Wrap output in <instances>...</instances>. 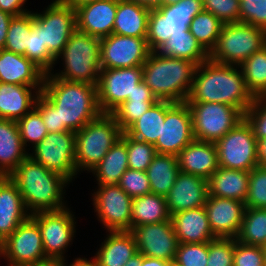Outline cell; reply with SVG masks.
<instances>
[{"mask_svg":"<svg viewBox=\"0 0 266 266\" xmlns=\"http://www.w3.org/2000/svg\"><path fill=\"white\" fill-rule=\"evenodd\" d=\"M254 99L239 66L220 64L208 59L196 67L185 102L227 104L245 114Z\"/></svg>","mask_w":266,"mask_h":266,"instance_id":"6da1fadb","label":"cell"},{"mask_svg":"<svg viewBox=\"0 0 266 266\" xmlns=\"http://www.w3.org/2000/svg\"><path fill=\"white\" fill-rule=\"evenodd\" d=\"M96 85L45 75L41 93L58 109L59 132H77L102 114Z\"/></svg>","mask_w":266,"mask_h":266,"instance_id":"7a4b0ae2","label":"cell"},{"mask_svg":"<svg viewBox=\"0 0 266 266\" xmlns=\"http://www.w3.org/2000/svg\"><path fill=\"white\" fill-rule=\"evenodd\" d=\"M18 187L30 214L57 211L67 207L66 195L70 182L27 156L8 176Z\"/></svg>","mask_w":266,"mask_h":266,"instance_id":"3957f363","label":"cell"},{"mask_svg":"<svg viewBox=\"0 0 266 266\" xmlns=\"http://www.w3.org/2000/svg\"><path fill=\"white\" fill-rule=\"evenodd\" d=\"M196 67L192 61L151 51L142 65L143 81L158 100L183 103L190 93Z\"/></svg>","mask_w":266,"mask_h":266,"instance_id":"277c9868","label":"cell"},{"mask_svg":"<svg viewBox=\"0 0 266 266\" xmlns=\"http://www.w3.org/2000/svg\"><path fill=\"white\" fill-rule=\"evenodd\" d=\"M100 70V38L76 29L47 74L71 82L97 84Z\"/></svg>","mask_w":266,"mask_h":266,"instance_id":"5b68a950","label":"cell"},{"mask_svg":"<svg viewBox=\"0 0 266 266\" xmlns=\"http://www.w3.org/2000/svg\"><path fill=\"white\" fill-rule=\"evenodd\" d=\"M76 133L75 165L78 175L93 170L123 131L111 114H101Z\"/></svg>","mask_w":266,"mask_h":266,"instance_id":"8992f818","label":"cell"},{"mask_svg":"<svg viewBox=\"0 0 266 266\" xmlns=\"http://www.w3.org/2000/svg\"><path fill=\"white\" fill-rule=\"evenodd\" d=\"M264 46L265 29L242 22L223 24L209 59L220 64L239 66Z\"/></svg>","mask_w":266,"mask_h":266,"instance_id":"52a82bcc","label":"cell"},{"mask_svg":"<svg viewBox=\"0 0 266 266\" xmlns=\"http://www.w3.org/2000/svg\"><path fill=\"white\" fill-rule=\"evenodd\" d=\"M73 206L57 211H42L31 214L38 223L43 248L50 261L68 259L66 254L76 239L79 225Z\"/></svg>","mask_w":266,"mask_h":266,"instance_id":"ba28073f","label":"cell"},{"mask_svg":"<svg viewBox=\"0 0 266 266\" xmlns=\"http://www.w3.org/2000/svg\"><path fill=\"white\" fill-rule=\"evenodd\" d=\"M203 9L202 0H180L179 2L150 10L147 43L151 51H156L171 34L189 31L191 20Z\"/></svg>","mask_w":266,"mask_h":266,"instance_id":"9c48e42d","label":"cell"},{"mask_svg":"<svg viewBox=\"0 0 266 266\" xmlns=\"http://www.w3.org/2000/svg\"><path fill=\"white\" fill-rule=\"evenodd\" d=\"M190 108L195 140L216 143L244 119L235 107L221 103L186 102Z\"/></svg>","mask_w":266,"mask_h":266,"instance_id":"30bf717a","label":"cell"},{"mask_svg":"<svg viewBox=\"0 0 266 266\" xmlns=\"http://www.w3.org/2000/svg\"><path fill=\"white\" fill-rule=\"evenodd\" d=\"M76 133L74 131L48 133L28 151V156L50 171L66 178L71 185L79 175L75 165Z\"/></svg>","mask_w":266,"mask_h":266,"instance_id":"8fae6325","label":"cell"},{"mask_svg":"<svg viewBox=\"0 0 266 266\" xmlns=\"http://www.w3.org/2000/svg\"><path fill=\"white\" fill-rule=\"evenodd\" d=\"M215 144L219 167L250 172L259 165L257 139L245 118Z\"/></svg>","mask_w":266,"mask_h":266,"instance_id":"7c38bea8","label":"cell"},{"mask_svg":"<svg viewBox=\"0 0 266 266\" xmlns=\"http://www.w3.org/2000/svg\"><path fill=\"white\" fill-rule=\"evenodd\" d=\"M1 259L6 266H38L50 262L38 223L31 216L5 239L0 262Z\"/></svg>","mask_w":266,"mask_h":266,"instance_id":"4fadbf2b","label":"cell"},{"mask_svg":"<svg viewBox=\"0 0 266 266\" xmlns=\"http://www.w3.org/2000/svg\"><path fill=\"white\" fill-rule=\"evenodd\" d=\"M95 187L90 201L103 231H131L133 199L118 185Z\"/></svg>","mask_w":266,"mask_h":266,"instance_id":"5bb4252c","label":"cell"},{"mask_svg":"<svg viewBox=\"0 0 266 266\" xmlns=\"http://www.w3.org/2000/svg\"><path fill=\"white\" fill-rule=\"evenodd\" d=\"M33 14L41 24L42 44L56 58L76 30L75 9L61 0H51L42 12L36 9Z\"/></svg>","mask_w":266,"mask_h":266,"instance_id":"9a60e30c","label":"cell"},{"mask_svg":"<svg viewBox=\"0 0 266 266\" xmlns=\"http://www.w3.org/2000/svg\"><path fill=\"white\" fill-rule=\"evenodd\" d=\"M143 81L142 66L101 69L97 82V100L102 114H111L127 100L135 86Z\"/></svg>","mask_w":266,"mask_h":266,"instance_id":"2e32d148","label":"cell"},{"mask_svg":"<svg viewBox=\"0 0 266 266\" xmlns=\"http://www.w3.org/2000/svg\"><path fill=\"white\" fill-rule=\"evenodd\" d=\"M193 140L192 115L187 103L165 100V121L154 145L157 154L177 156Z\"/></svg>","mask_w":266,"mask_h":266,"instance_id":"e0dca14e","label":"cell"},{"mask_svg":"<svg viewBox=\"0 0 266 266\" xmlns=\"http://www.w3.org/2000/svg\"><path fill=\"white\" fill-rule=\"evenodd\" d=\"M150 53L146 38L113 33L100 39L101 69L142 66Z\"/></svg>","mask_w":266,"mask_h":266,"instance_id":"ac0fdd59","label":"cell"},{"mask_svg":"<svg viewBox=\"0 0 266 266\" xmlns=\"http://www.w3.org/2000/svg\"><path fill=\"white\" fill-rule=\"evenodd\" d=\"M133 233L138 253L143 256L174 262L179 245L171 222L146 224L134 227Z\"/></svg>","mask_w":266,"mask_h":266,"instance_id":"d6986e66","label":"cell"},{"mask_svg":"<svg viewBox=\"0 0 266 266\" xmlns=\"http://www.w3.org/2000/svg\"><path fill=\"white\" fill-rule=\"evenodd\" d=\"M205 209L212 233L220 238H236L241 228L245 203L236 199L207 196Z\"/></svg>","mask_w":266,"mask_h":266,"instance_id":"ffe728a7","label":"cell"},{"mask_svg":"<svg viewBox=\"0 0 266 266\" xmlns=\"http://www.w3.org/2000/svg\"><path fill=\"white\" fill-rule=\"evenodd\" d=\"M117 3L96 0L76 7V29L100 39L113 34Z\"/></svg>","mask_w":266,"mask_h":266,"instance_id":"44dd1931","label":"cell"},{"mask_svg":"<svg viewBox=\"0 0 266 266\" xmlns=\"http://www.w3.org/2000/svg\"><path fill=\"white\" fill-rule=\"evenodd\" d=\"M208 196V181L202 177L179 172L176 181L166 196L168 213L205 206Z\"/></svg>","mask_w":266,"mask_h":266,"instance_id":"7402d4cb","label":"cell"},{"mask_svg":"<svg viewBox=\"0 0 266 266\" xmlns=\"http://www.w3.org/2000/svg\"><path fill=\"white\" fill-rule=\"evenodd\" d=\"M46 73L22 54L0 50V82L36 87L42 91Z\"/></svg>","mask_w":266,"mask_h":266,"instance_id":"603a6c76","label":"cell"},{"mask_svg":"<svg viewBox=\"0 0 266 266\" xmlns=\"http://www.w3.org/2000/svg\"><path fill=\"white\" fill-rule=\"evenodd\" d=\"M181 172L207 181L218 170V150L213 142L193 140L177 155Z\"/></svg>","mask_w":266,"mask_h":266,"instance_id":"cb8c5ba5","label":"cell"},{"mask_svg":"<svg viewBox=\"0 0 266 266\" xmlns=\"http://www.w3.org/2000/svg\"><path fill=\"white\" fill-rule=\"evenodd\" d=\"M105 233L91 256L96 266H124L138 253L136 240L131 231H105Z\"/></svg>","mask_w":266,"mask_h":266,"instance_id":"d4e9b609","label":"cell"},{"mask_svg":"<svg viewBox=\"0 0 266 266\" xmlns=\"http://www.w3.org/2000/svg\"><path fill=\"white\" fill-rule=\"evenodd\" d=\"M30 216L18 187L8 176H0V235L6 239Z\"/></svg>","mask_w":266,"mask_h":266,"instance_id":"484cf974","label":"cell"},{"mask_svg":"<svg viewBox=\"0 0 266 266\" xmlns=\"http://www.w3.org/2000/svg\"><path fill=\"white\" fill-rule=\"evenodd\" d=\"M170 219L179 243H206L217 238L212 233L204 206L180 211Z\"/></svg>","mask_w":266,"mask_h":266,"instance_id":"4316f807","label":"cell"},{"mask_svg":"<svg viewBox=\"0 0 266 266\" xmlns=\"http://www.w3.org/2000/svg\"><path fill=\"white\" fill-rule=\"evenodd\" d=\"M40 94L36 87L0 82V119L23 118L35 107Z\"/></svg>","mask_w":266,"mask_h":266,"instance_id":"83f0119b","label":"cell"},{"mask_svg":"<svg viewBox=\"0 0 266 266\" xmlns=\"http://www.w3.org/2000/svg\"><path fill=\"white\" fill-rule=\"evenodd\" d=\"M27 156L17 121L0 119V176H9Z\"/></svg>","mask_w":266,"mask_h":266,"instance_id":"f1b7e54d","label":"cell"},{"mask_svg":"<svg viewBox=\"0 0 266 266\" xmlns=\"http://www.w3.org/2000/svg\"><path fill=\"white\" fill-rule=\"evenodd\" d=\"M249 172L219 167L208 180V195L246 201Z\"/></svg>","mask_w":266,"mask_h":266,"instance_id":"f546056e","label":"cell"},{"mask_svg":"<svg viewBox=\"0 0 266 266\" xmlns=\"http://www.w3.org/2000/svg\"><path fill=\"white\" fill-rule=\"evenodd\" d=\"M150 10L129 0H118L113 33L146 38Z\"/></svg>","mask_w":266,"mask_h":266,"instance_id":"4dcf8cb0","label":"cell"},{"mask_svg":"<svg viewBox=\"0 0 266 266\" xmlns=\"http://www.w3.org/2000/svg\"><path fill=\"white\" fill-rule=\"evenodd\" d=\"M127 169V147L120 139L89 174L94 177L93 182H96L94 186H116Z\"/></svg>","mask_w":266,"mask_h":266,"instance_id":"1f68e13d","label":"cell"},{"mask_svg":"<svg viewBox=\"0 0 266 266\" xmlns=\"http://www.w3.org/2000/svg\"><path fill=\"white\" fill-rule=\"evenodd\" d=\"M166 197L149 193L132 200L131 230L146 224H156L169 221Z\"/></svg>","mask_w":266,"mask_h":266,"instance_id":"d6a6232c","label":"cell"},{"mask_svg":"<svg viewBox=\"0 0 266 266\" xmlns=\"http://www.w3.org/2000/svg\"><path fill=\"white\" fill-rule=\"evenodd\" d=\"M155 52L160 56L186 59L194 62L197 66L209 59V54L189 31L171 34L170 38Z\"/></svg>","mask_w":266,"mask_h":266,"instance_id":"836d02e7","label":"cell"},{"mask_svg":"<svg viewBox=\"0 0 266 266\" xmlns=\"http://www.w3.org/2000/svg\"><path fill=\"white\" fill-rule=\"evenodd\" d=\"M145 172L151 193L166 197L180 172L178 158L175 155L157 154Z\"/></svg>","mask_w":266,"mask_h":266,"instance_id":"e575fe53","label":"cell"},{"mask_svg":"<svg viewBox=\"0 0 266 266\" xmlns=\"http://www.w3.org/2000/svg\"><path fill=\"white\" fill-rule=\"evenodd\" d=\"M165 121V100H158L125 132L140 141L155 145Z\"/></svg>","mask_w":266,"mask_h":266,"instance_id":"d590c367","label":"cell"},{"mask_svg":"<svg viewBox=\"0 0 266 266\" xmlns=\"http://www.w3.org/2000/svg\"><path fill=\"white\" fill-rule=\"evenodd\" d=\"M239 67L253 97H266V46L253 53Z\"/></svg>","mask_w":266,"mask_h":266,"instance_id":"8d00e7d4","label":"cell"},{"mask_svg":"<svg viewBox=\"0 0 266 266\" xmlns=\"http://www.w3.org/2000/svg\"><path fill=\"white\" fill-rule=\"evenodd\" d=\"M237 241L253 246H266V209L245 208Z\"/></svg>","mask_w":266,"mask_h":266,"instance_id":"74e56055","label":"cell"},{"mask_svg":"<svg viewBox=\"0 0 266 266\" xmlns=\"http://www.w3.org/2000/svg\"><path fill=\"white\" fill-rule=\"evenodd\" d=\"M223 23L212 13L202 11L189 24V32L196 38L201 47L208 53L216 46Z\"/></svg>","mask_w":266,"mask_h":266,"instance_id":"f35d334b","label":"cell"},{"mask_svg":"<svg viewBox=\"0 0 266 266\" xmlns=\"http://www.w3.org/2000/svg\"><path fill=\"white\" fill-rule=\"evenodd\" d=\"M32 25L33 10L19 16H13L8 27L4 49L23 55L28 46Z\"/></svg>","mask_w":266,"mask_h":266,"instance_id":"ab89813d","label":"cell"},{"mask_svg":"<svg viewBox=\"0 0 266 266\" xmlns=\"http://www.w3.org/2000/svg\"><path fill=\"white\" fill-rule=\"evenodd\" d=\"M23 55L34 62L46 74L50 73L54 68L56 58L48 51L47 47L42 44L41 24L34 18V14L31 34L28 37V46Z\"/></svg>","mask_w":266,"mask_h":266,"instance_id":"60d3db41","label":"cell"},{"mask_svg":"<svg viewBox=\"0 0 266 266\" xmlns=\"http://www.w3.org/2000/svg\"><path fill=\"white\" fill-rule=\"evenodd\" d=\"M127 147L128 168L137 171H146L157 155L154 145L137 140L129 136L126 132L120 138Z\"/></svg>","mask_w":266,"mask_h":266,"instance_id":"b9f144b4","label":"cell"},{"mask_svg":"<svg viewBox=\"0 0 266 266\" xmlns=\"http://www.w3.org/2000/svg\"><path fill=\"white\" fill-rule=\"evenodd\" d=\"M24 147L29 151L40 143L48 134L40 112L34 107L17 121Z\"/></svg>","mask_w":266,"mask_h":266,"instance_id":"7bdbcfd3","label":"cell"},{"mask_svg":"<svg viewBox=\"0 0 266 266\" xmlns=\"http://www.w3.org/2000/svg\"><path fill=\"white\" fill-rule=\"evenodd\" d=\"M245 208L266 209V166L257 165L249 172Z\"/></svg>","mask_w":266,"mask_h":266,"instance_id":"ee69618b","label":"cell"},{"mask_svg":"<svg viewBox=\"0 0 266 266\" xmlns=\"http://www.w3.org/2000/svg\"><path fill=\"white\" fill-rule=\"evenodd\" d=\"M157 101L126 100L117 107L111 115L125 132L137 119L141 117Z\"/></svg>","mask_w":266,"mask_h":266,"instance_id":"f6af8a7d","label":"cell"},{"mask_svg":"<svg viewBox=\"0 0 266 266\" xmlns=\"http://www.w3.org/2000/svg\"><path fill=\"white\" fill-rule=\"evenodd\" d=\"M174 262L179 266H206L208 262V242L179 243Z\"/></svg>","mask_w":266,"mask_h":266,"instance_id":"bcb514c9","label":"cell"},{"mask_svg":"<svg viewBox=\"0 0 266 266\" xmlns=\"http://www.w3.org/2000/svg\"><path fill=\"white\" fill-rule=\"evenodd\" d=\"M234 238L217 237L208 242L206 266H233Z\"/></svg>","mask_w":266,"mask_h":266,"instance_id":"7dc6e473","label":"cell"},{"mask_svg":"<svg viewBox=\"0 0 266 266\" xmlns=\"http://www.w3.org/2000/svg\"><path fill=\"white\" fill-rule=\"evenodd\" d=\"M118 186L132 199L151 193L150 181L145 171L128 168L121 176Z\"/></svg>","mask_w":266,"mask_h":266,"instance_id":"c3c4849f","label":"cell"},{"mask_svg":"<svg viewBox=\"0 0 266 266\" xmlns=\"http://www.w3.org/2000/svg\"><path fill=\"white\" fill-rule=\"evenodd\" d=\"M233 266H266L263 247L244 244L234 238Z\"/></svg>","mask_w":266,"mask_h":266,"instance_id":"681fc988","label":"cell"},{"mask_svg":"<svg viewBox=\"0 0 266 266\" xmlns=\"http://www.w3.org/2000/svg\"><path fill=\"white\" fill-rule=\"evenodd\" d=\"M239 22L266 30V0H239Z\"/></svg>","mask_w":266,"mask_h":266,"instance_id":"f907efd6","label":"cell"},{"mask_svg":"<svg viewBox=\"0 0 266 266\" xmlns=\"http://www.w3.org/2000/svg\"><path fill=\"white\" fill-rule=\"evenodd\" d=\"M204 11L212 13L223 24L239 22V0H202Z\"/></svg>","mask_w":266,"mask_h":266,"instance_id":"816d5d0a","label":"cell"},{"mask_svg":"<svg viewBox=\"0 0 266 266\" xmlns=\"http://www.w3.org/2000/svg\"><path fill=\"white\" fill-rule=\"evenodd\" d=\"M244 118L251 125L257 141L266 138V97H256Z\"/></svg>","mask_w":266,"mask_h":266,"instance_id":"f5cc1de1","label":"cell"},{"mask_svg":"<svg viewBox=\"0 0 266 266\" xmlns=\"http://www.w3.org/2000/svg\"><path fill=\"white\" fill-rule=\"evenodd\" d=\"M35 108L40 112L48 133L59 132L58 109L42 93L36 99Z\"/></svg>","mask_w":266,"mask_h":266,"instance_id":"db71d44e","label":"cell"},{"mask_svg":"<svg viewBox=\"0 0 266 266\" xmlns=\"http://www.w3.org/2000/svg\"><path fill=\"white\" fill-rule=\"evenodd\" d=\"M26 4L27 0H0V10L12 16H19L32 11V8L28 9Z\"/></svg>","mask_w":266,"mask_h":266,"instance_id":"11a10c76","label":"cell"},{"mask_svg":"<svg viewBox=\"0 0 266 266\" xmlns=\"http://www.w3.org/2000/svg\"><path fill=\"white\" fill-rule=\"evenodd\" d=\"M127 100L133 101H158L156 96L152 93L150 88L141 81L135 86V90L132 92L131 96L127 97Z\"/></svg>","mask_w":266,"mask_h":266,"instance_id":"9f6ffc18","label":"cell"},{"mask_svg":"<svg viewBox=\"0 0 266 266\" xmlns=\"http://www.w3.org/2000/svg\"><path fill=\"white\" fill-rule=\"evenodd\" d=\"M12 18V15L0 10V50L5 47L8 27Z\"/></svg>","mask_w":266,"mask_h":266,"instance_id":"6f0895ef","label":"cell"},{"mask_svg":"<svg viewBox=\"0 0 266 266\" xmlns=\"http://www.w3.org/2000/svg\"><path fill=\"white\" fill-rule=\"evenodd\" d=\"M72 262H67V259L62 260V266H96L92 257H84L79 255L76 258L72 259Z\"/></svg>","mask_w":266,"mask_h":266,"instance_id":"680465c9","label":"cell"},{"mask_svg":"<svg viewBox=\"0 0 266 266\" xmlns=\"http://www.w3.org/2000/svg\"><path fill=\"white\" fill-rule=\"evenodd\" d=\"M130 2L141 5L149 10L159 9L162 6V0H129Z\"/></svg>","mask_w":266,"mask_h":266,"instance_id":"91938a15","label":"cell"},{"mask_svg":"<svg viewBox=\"0 0 266 266\" xmlns=\"http://www.w3.org/2000/svg\"><path fill=\"white\" fill-rule=\"evenodd\" d=\"M258 164L266 166V138L257 141Z\"/></svg>","mask_w":266,"mask_h":266,"instance_id":"94428289","label":"cell"},{"mask_svg":"<svg viewBox=\"0 0 266 266\" xmlns=\"http://www.w3.org/2000/svg\"><path fill=\"white\" fill-rule=\"evenodd\" d=\"M170 263L162 259L143 256L141 266H170Z\"/></svg>","mask_w":266,"mask_h":266,"instance_id":"6125c7cd","label":"cell"},{"mask_svg":"<svg viewBox=\"0 0 266 266\" xmlns=\"http://www.w3.org/2000/svg\"><path fill=\"white\" fill-rule=\"evenodd\" d=\"M143 255L136 253L124 266H141Z\"/></svg>","mask_w":266,"mask_h":266,"instance_id":"be15d7a7","label":"cell"},{"mask_svg":"<svg viewBox=\"0 0 266 266\" xmlns=\"http://www.w3.org/2000/svg\"><path fill=\"white\" fill-rule=\"evenodd\" d=\"M63 3L67 4L68 6H71L72 8H76L79 7L83 4L89 3V2H93L96 0H61Z\"/></svg>","mask_w":266,"mask_h":266,"instance_id":"e7e4bbea","label":"cell"},{"mask_svg":"<svg viewBox=\"0 0 266 266\" xmlns=\"http://www.w3.org/2000/svg\"><path fill=\"white\" fill-rule=\"evenodd\" d=\"M38 266H62V260L50 261V262H47L45 264H41V265H38Z\"/></svg>","mask_w":266,"mask_h":266,"instance_id":"03108f58","label":"cell"},{"mask_svg":"<svg viewBox=\"0 0 266 266\" xmlns=\"http://www.w3.org/2000/svg\"><path fill=\"white\" fill-rule=\"evenodd\" d=\"M180 0H162V6H169V5H173L177 2H179Z\"/></svg>","mask_w":266,"mask_h":266,"instance_id":"003e7915","label":"cell"},{"mask_svg":"<svg viewBox=\"0 0 266 266\" xmlns=\"http://www.w3.org/2000/svg\"><path fill=\"white\" fill-rule=\"evenodd\" d=\"M5 239L0 235V256L4 248Z\"/></svg>","mask_w":266,"mask_h":266,"instance_id":"a7ac6f4b","label":"cell"},{"mask_svg":"<svg viewBox=\"0 0 266 266\" xmlns=\"http://www.w3.org/2000/svg\"><path fill=\"white\" fill-rule=\"evenodd\" d=\"M170 266H179L178 264H176L175 262H171Z\"/></svg>","mask_w":266,"mask_h":266,"instance_id":"89a4df30","label":"cell"},{"mask_svg":"<svg viewBox=\"0 0 266 266\" xmlns=\"http://www.w3.org/2000/svg\"><path fill=\"white\" fill-rule=\"evenodd\" d=\"M263 249H264V253H265V261H266V246L263 247Z\"/></svg>","mask_w":266,"mask_h":266,"instance_id":"2644e50d","label":"cell"}]
</instances>
